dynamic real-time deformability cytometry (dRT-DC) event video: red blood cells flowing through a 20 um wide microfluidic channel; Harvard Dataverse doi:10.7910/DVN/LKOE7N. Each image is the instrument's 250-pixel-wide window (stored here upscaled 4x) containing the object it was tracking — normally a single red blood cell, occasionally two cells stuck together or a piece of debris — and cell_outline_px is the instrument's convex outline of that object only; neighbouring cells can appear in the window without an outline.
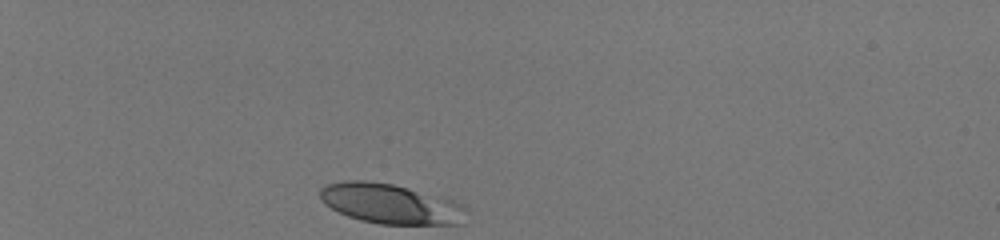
{"species": "human", "species_latin": "Homo sapiens", "temperature_condition": "room temperature", "stored_images_in_passage": 33, "camera_frame_rate_fps": 3000, "um_per_image_px": 0.085, "donor": {"sex": "male"}, "frame": {"image": 1, "passage_image": 1, "time_ms": 0.0, "image_size_px": [1000, 240], "cell_outline_px": [[468, 212], [460, 224], [380, 224], [360, 220], [348, 216], [324, 204], [320, 200], [320, 188], [328, 184], [344, 180], [368, 180], [392, 184], [452, 200], [460, 204]], "centroid_in_image_um": [33.15, 17.32], "position_along_channel_um": 51.9, "area_um2": 33.81}}
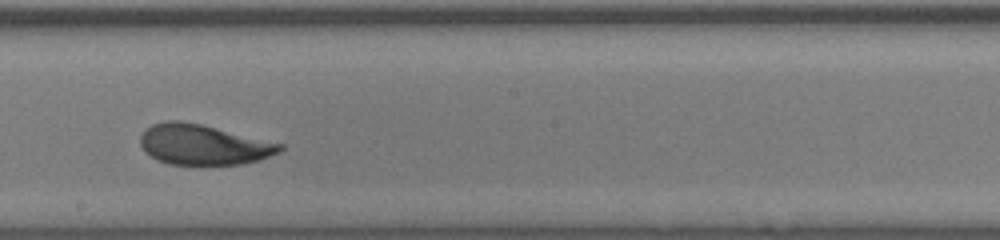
{"frame": {"image": 2, "passage_image": 19, "time_ms": 6.0, "image_size_px": [1000, 240], "cell_outline_px": [[284, 148], [280, 152], [260, 160], [240, 164], [168, 164], [156, 160], [144, 152], [140, 144], [140, 136], [144, 128], [152, 124], [164, 120], [180, 120], [200, 124], [284, 144]], "centroid_in_image_um": [17.24, 12.29], "position_along_channel_um": 231.0, "area_um2": 32.95}}
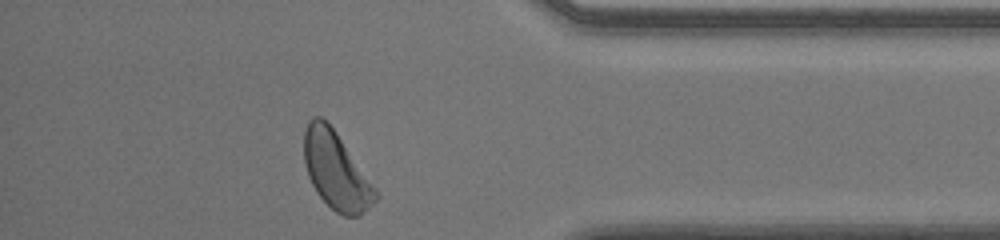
{"frame": {"image": 3, "passage_image": 33, "time_ms": 10.667, "image_size_px": [1000, 240], "cell_outline_px": [[380, 196], [360, 216], [344, 216], [336, 212], [316, 192], [308, 176], [304, 160], [304, 128], [308, 120], [312, 116], [320, 116], [336, 132], [380, 192]], "centroid_in_image_um": [28.58, 14.51], "position_along_channel_um": 406.6, "area_um2": 32.25}, "authors_computed_cell_mechanics": {"area_um2": 33.4662, "velocity_mm_per_s": 4.0199, "shape_relaxation_time_tau1_ms": 5.8755, "shape_relaxation_time_tau2_ms": 0.7442, "deformation_change_tau1": 0.2085, "deformation_change_tau2": 0.0651}}